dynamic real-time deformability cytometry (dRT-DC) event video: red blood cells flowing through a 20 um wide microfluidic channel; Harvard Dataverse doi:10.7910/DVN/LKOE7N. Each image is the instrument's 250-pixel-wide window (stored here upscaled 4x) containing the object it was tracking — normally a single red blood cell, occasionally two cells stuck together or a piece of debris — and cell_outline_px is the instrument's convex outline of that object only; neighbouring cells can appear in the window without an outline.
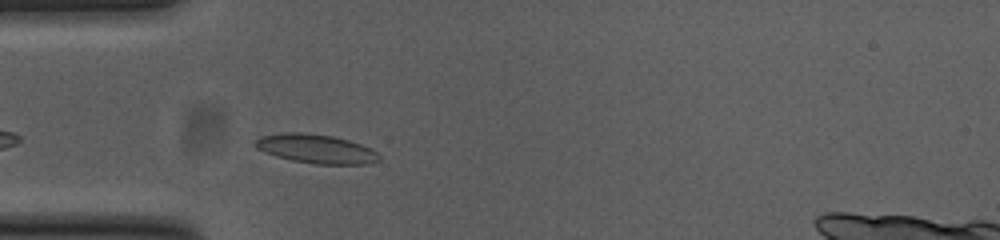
{"species": "common noctule bat (a hibernating species)", "species_latin": "Nyctalus noctula", "temperature_condition": "cold", "stored_images_in_passage": 33, "camera_frame_rate_fps": 3000, "um_per_image_px": 0.085, "animal": {"sex": "female", "body_mass_g": 23.0, "forearm_length_mm": 53.4}, "frame": {"image": 1, "passage_image": 4, "time_ms": 1.0, "image_size_px": [1000, 240], "cell_outline_px": [[380, 160], [364, 164], [316, 164], [292, 160], [276, 156], [264, 152], [256, 148], [252, 144], [252, 140], [260, 136], [284, 132], [300, 132], [332, 136], [348, 140], [360, 144], [376, 152], [380, 156]], "centroid_in_image_um": [26.78, 12.64], "position_along_channel_um": 58.2, "area_um2": 20.92}}
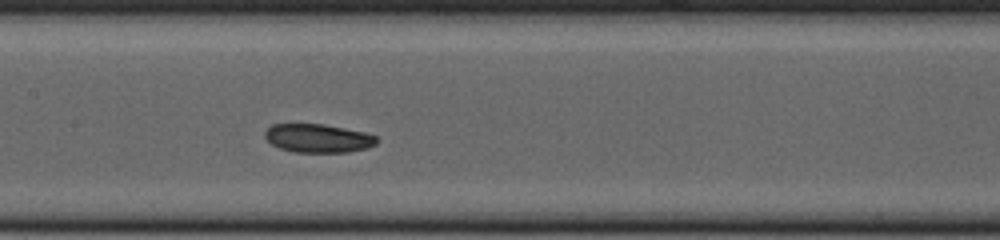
{"frame": {"image": 2, "passage_image": 14, "time_ms": 4.333, "image_size_px": [1000, 240], "cell_outline_px": [[380, 140], [376, 144], [368, 148], [348, 152], [296, 152], [280, 148], [272, 144], [264, 136], [264, 132], [272, 124], [324, 124], [364, 132], [376, 136]], "centroid_in_image_um": [27.06, 11.75], "position_along_channel_um": 180.3, "area_um2": 18.61}}
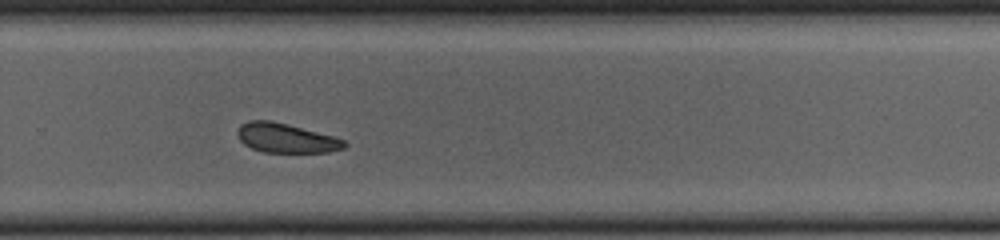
{"frame": {"image": 3, "passage_image": 24, "time_ms": 7.667, "image_size_px": [1000, 240], "cell_outline_px": [[348, 144], [344, 148], [328, 152], [264, 152], [252, 148], [244, 144], [240, 140], [236, 132], [240, 124], [248, 120], [272, 120], [288, 124], [332, 136], [344, 140]], "centroid_in_image_um": [24.28, 11.72], "position_along_channel_um": 305.5, "area_um2": 18.26}, "authors_computed_cell_mechanics": {"area_um2": 19.3052, "velocity_mm_per_s": 3.7597, "shape_relaxation_time_tau1_ms": 7.3807, "shape_relaxation_time_tau2_ms": null, "deformation_change_tau1": 0.1003, "deformation_change_tau2": null}}